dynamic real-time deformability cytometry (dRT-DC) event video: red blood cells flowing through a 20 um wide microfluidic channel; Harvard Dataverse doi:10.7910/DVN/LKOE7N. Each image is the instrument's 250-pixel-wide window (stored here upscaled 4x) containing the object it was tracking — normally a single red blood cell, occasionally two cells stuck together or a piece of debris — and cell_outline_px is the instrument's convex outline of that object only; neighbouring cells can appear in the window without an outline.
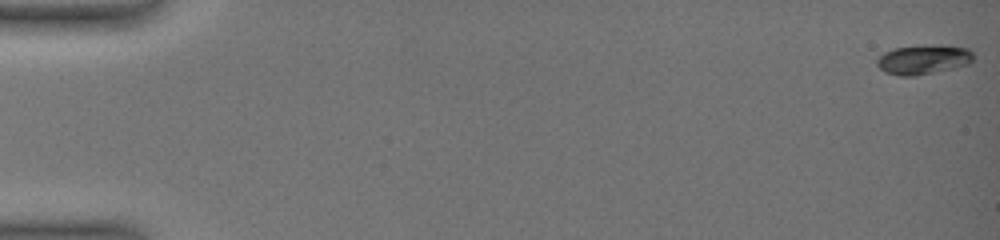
{"species": "common noctule bat (a hibernating species)", "species_latin": "Nyctalus noctula", "temperature_condition": "warm", "stored_images_in_passage": 63, "camera_frame_rate_fps": 3000, "um_per_image_px": 0.085, "animal": {"sex": "female", "body_mass_g": 19.0, "forearm_length_mm": 51.5}, "frame": {"image": 1, "passage_image": 1, "time_ms": 0.0, "image_size_px": [1000, 240], "cell_outline_px": [[972, 60], [968, 64], [952, 68], [916, 76], [900, 76], [884, 72], [876, 64], [876, 60], [884, 52], [892, 48], [932, 44], [940, 44], [968, 48], [972, 52]], "centroid_in_image_um": [78.46, 5.04], "position_along_channel_um": 6.5, "area_um2": 16.7}}
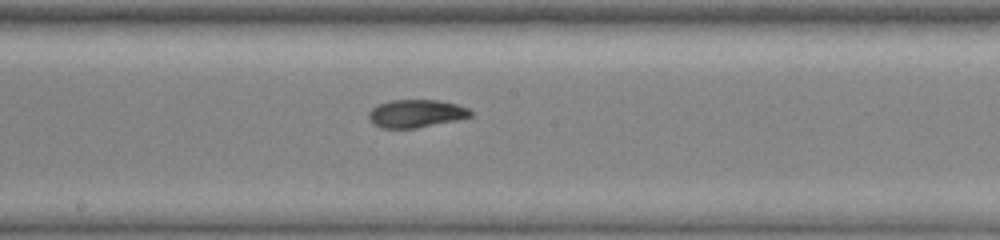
{"frame": {"image": 2, "passage_image": 32, "time_ms": 10.667, "image_size_px": [1000, 240], "cell_outline_px": [[472, 116], [456, 120], [416, 128], [380, 128], [372, 124], [368, 120], [368, 112], [372, 108], [388, 100], [440, 100], [456, 104], [468, 108], [472, 112]], "centroid_in_image_um": [35.33, 9.65], "position_along_channel_um": 212.9, "area_um2": 16.65}}
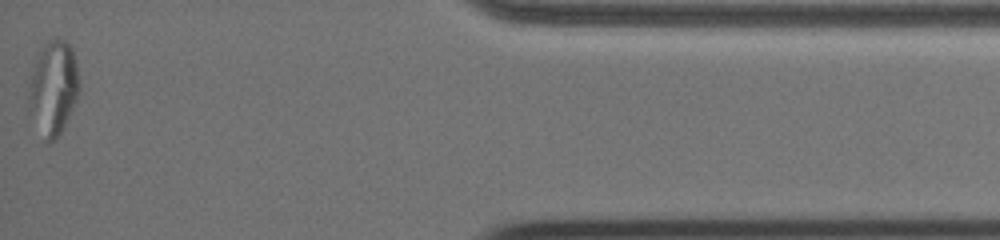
{"frame": {"image": 3, "passage_image": 62, "time_ms": 18.0, "image_size_px": [1000, 240], "cell_outline_px": [[80, 92], [60, 136], [48, 144], [28, 112], [28, 96], [32, 72], [40, 48], [52, 36], [64, 40], [72, 48], [76, 60], [80, 80]], "centroid_in_image_um": [4.55, 7.47], "position_along_channel_um": 430.7, "area_um2": 28.15}, "authors_computed_cell_mechanics": {"area_um2": 17.2244, "velocity_mm_per_s": 3.6346, "shape_relaxation_time_tau1_ms": 10.1595, "shape_relaxation_time_tau2_ms": null, "deformation_change_tau1": 0.3272, "deformation_change_tau2": null}}